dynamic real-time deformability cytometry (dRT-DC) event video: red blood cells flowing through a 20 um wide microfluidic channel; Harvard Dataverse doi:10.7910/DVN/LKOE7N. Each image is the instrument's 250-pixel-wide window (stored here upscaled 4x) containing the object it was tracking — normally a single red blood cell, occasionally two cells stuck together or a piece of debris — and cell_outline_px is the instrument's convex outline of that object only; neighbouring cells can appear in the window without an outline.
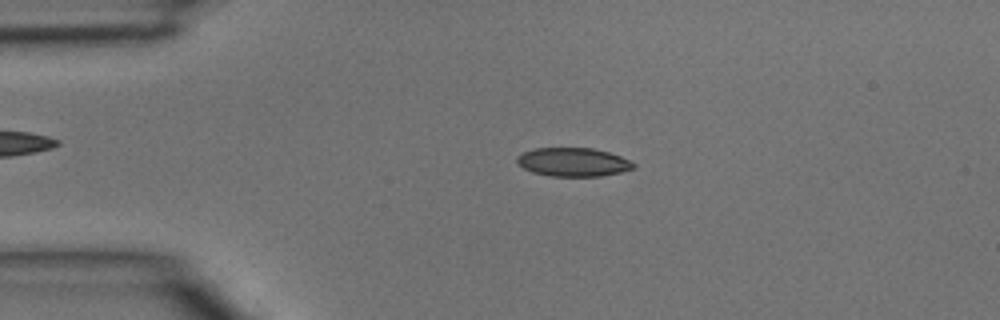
{"species": "common noctule bat (a hibernating species)", "species_latin": "Nyctalus noctula", "temperature_condition": "room temperature", "stored_images_in_passage": 4, "camera_frame_rate_fps": 3000, "um_per_image_px": 0.085, "animal": {"sex": "male", "body_mass_g": 15.6}, "frame": {"image": 1, "passage_image": 2, "time_ms": 0.333, "image_size_px": [1000, 320], "cell_outline_px": [[636, 168], [620, 172], [600, 176], [548, 176], [532, 172], [516, 164], [516, 156], [524, 152], [536, 148], [592, 148], [608, 152], [620, 156], [636, 164]], "centroid_in_image_um": [48.69, 13.78], "position_along_channel_um": 36.3, "area_um2": 19.48}}
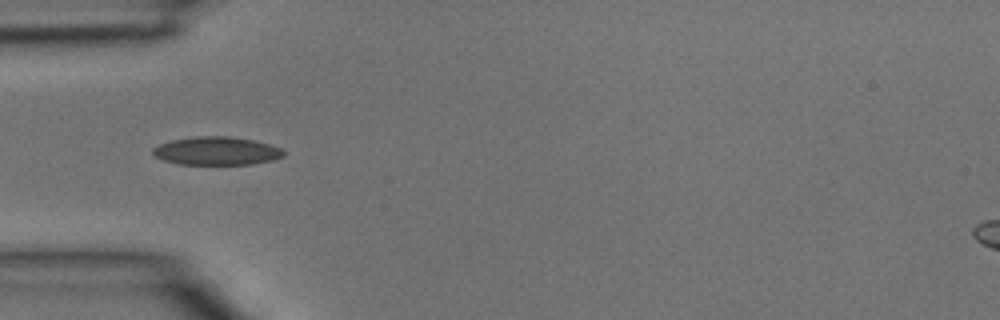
{"frame": {"image": 2, "passage_image": 3, "time_ms": 0.667, "image_size_px": [1000, 320], "cell_outline_px": [[284, 156], [272, 160], [252, 164], [180, 164], [164, 160], [156, 156], [152, 152], [152, 148], [160, 144], [172, 140], [196, 136], [232, 136], [252, 140], [268, 144], [280, 148], [284, 152]], "centroid_in_image_um": [18.41, 12.82], "position_along_channel_um": 66.6, "area_um2": 21.33}}
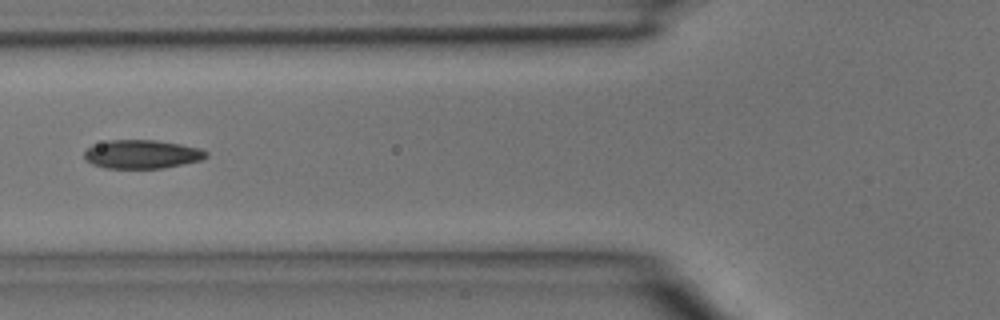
{"frame": {"image": 3, "passage_image": 4, "time_ms": 1.0, "image_size_px": [1000, 320], "cell_outline_px": [[208, 156], [200, 160], [184, 164], [164, 168], [104, 168], [92, 164], [84, 160], [84, 152], [92, 144], [108, 140], [156, 140], [180, 144], [200, 148], [208, 152]], "centroid_in_image_um": [12.04, 13.11], "position_along_channel_um": 113.8, "area_um2": 20.52}}